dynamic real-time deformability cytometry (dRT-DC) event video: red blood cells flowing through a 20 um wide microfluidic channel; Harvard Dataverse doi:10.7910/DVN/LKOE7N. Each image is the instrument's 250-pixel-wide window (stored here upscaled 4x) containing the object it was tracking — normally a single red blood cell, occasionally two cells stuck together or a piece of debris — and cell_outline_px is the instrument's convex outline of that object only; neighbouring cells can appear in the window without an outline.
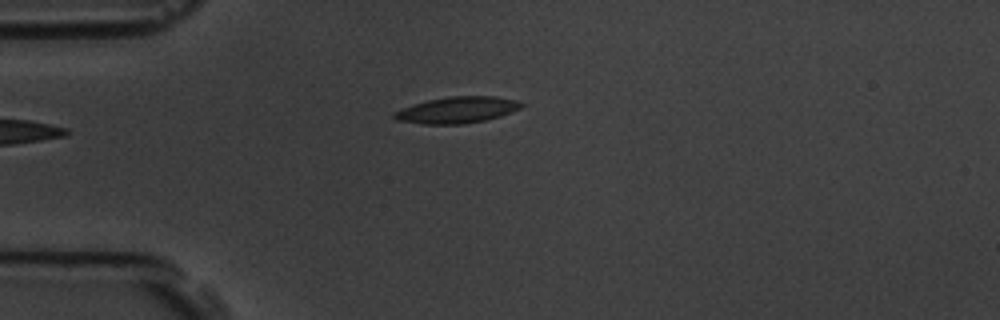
{"species": "common noctule bat (a hibernating species)", "species_latin": "Nyctalus noctula", "temperature_condition": "room temperature", "stored_images_in_passage": 6, "camera_frame_rate_fps": 3000, "um_per_image_px": 0.085, "animal": {"sex": "male", "body_mass_g": 19.5, "forearm_length_mm": 54.6}, "frame": {"image": 1, "passage_image": 6, "time_ms": 5.667, "image_size_px": [1000, 320], "cell_outline_px": [[524, 104], [520, 108], [512, 112], [500, 116], [484, 120], [464, 124], [424, 124], [396, 120], [392, 116], [392, 112], [412, 104], [428, 100], [448, 96], [496, 96], [520, 100]], "centroid_in_image_um": [38.86, 9.34], "position_along_channel_um": 46.1, "area_um2": 19.71}}